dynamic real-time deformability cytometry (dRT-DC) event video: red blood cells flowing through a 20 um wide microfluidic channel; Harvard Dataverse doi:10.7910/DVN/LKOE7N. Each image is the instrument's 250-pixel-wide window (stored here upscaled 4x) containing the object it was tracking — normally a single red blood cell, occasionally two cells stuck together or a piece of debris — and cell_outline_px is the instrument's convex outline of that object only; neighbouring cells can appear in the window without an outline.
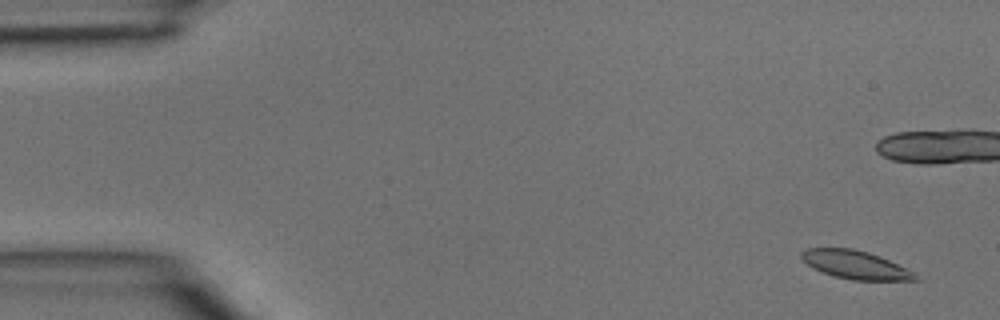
{"species": "common noctule bat (a hibernating species)", "species_latin": "Nyctalus noctula", "temperature_condition": "room temperature", "stored_images_in_passage": 4, "camera_frame_rate_fps": 3000, "um_per_image_px": 0.085, "animal": {"sex": "male", "body_mass_g": 15.6}, "frame": {"image": 1, "passage_image": 1, "time_ms": 0.0, "image_size_px": [1000, 320], "cell_outline_px": [[920, 280], [852, 280], [836, 276], [812, 268], [800, 256], [800, 252], [808, 248], [852, 248], [868, 252], [880, 256], [916, 272], [920, 276]], "centroid_in_image_um": [72.77, 22.51], "position_along_channel_um": 12.2, "area_um2": 18.79}}